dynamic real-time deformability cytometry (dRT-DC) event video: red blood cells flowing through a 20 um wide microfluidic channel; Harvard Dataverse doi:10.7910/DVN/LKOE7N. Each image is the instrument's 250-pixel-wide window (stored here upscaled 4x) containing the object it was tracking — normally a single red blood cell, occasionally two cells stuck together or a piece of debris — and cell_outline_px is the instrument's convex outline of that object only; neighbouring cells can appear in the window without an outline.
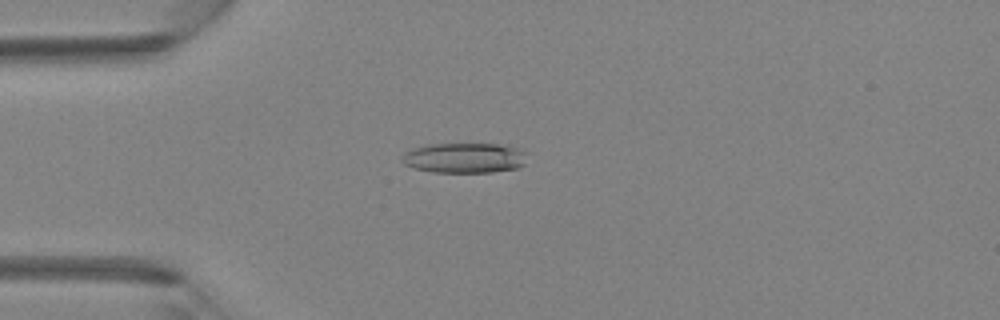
{"species": "Egyptian fruit bat (a non-hibernating species)", "species_latin": "Rousettus aegyptiacus", "temperature_condition": "room temperature", "stored_images_in_passage": 3, "camera_frame_rate_fps": 3000, "um_per_image_px": 0.085, "animal": {"sex": "female"}, "frame": {"image": 1, "passage_image": 3, "time_ms": 0.667, "image_size_px": [1000, 320], "cell_outline_px": [[528, 152], [524, 164], [516, 168], [492, 172], [432, 172], [412, 168], [404, 164], [400, 160], [400, 156], [404, 152], [412, 148], [428, 144], [500, 144], [520, 148]], "centroid_in_image_um": [39.45, 13.41], "position_along_channel_um": 45.5, "area_um2": 22.37}}